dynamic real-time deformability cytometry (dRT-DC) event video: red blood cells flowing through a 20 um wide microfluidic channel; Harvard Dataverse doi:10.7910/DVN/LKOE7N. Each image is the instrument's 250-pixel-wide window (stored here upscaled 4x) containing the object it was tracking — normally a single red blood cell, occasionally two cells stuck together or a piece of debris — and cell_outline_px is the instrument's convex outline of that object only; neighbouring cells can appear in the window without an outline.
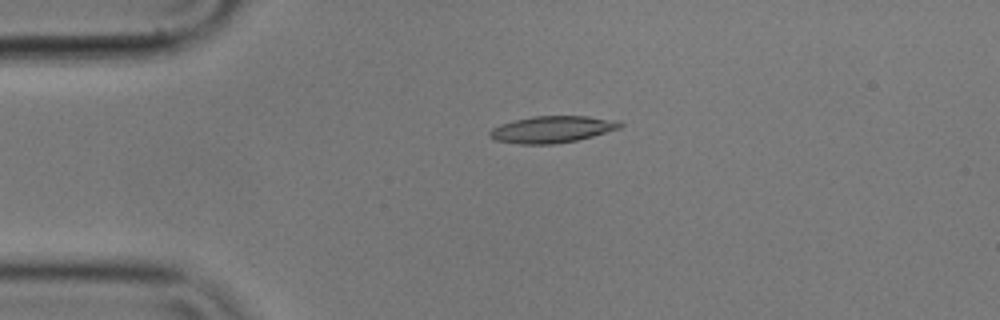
{"species": "common noctule bat (a hibernating species)", "species_latin": "Nyctalus noctula", "temperature_condition": "cold", "stored_images_in_passage": 44, "camera_frame_rate_fps": 3000, "um_per_image_px": 0.085, "animal": {"sex": "male", "body_mass_g": 17.9}, "frame": {"image": 1, "passage_image": 1, "time_ms": 0.0, "image_size_px": [1000, 320], "cell_outline_px": [[624, 124], [620, 128], [592, 136], [576, 140], [552, 144], [520, 144], [496, 140], [488, 136], [488, 132], [492, 128], [500, 124], [512, 120], [532, 116], [588, 116], [620, 120]], "centroid_in_image_um": [46.92, 10.98], "position_along_channel_um": 38.1, "area_um2": 20.4}}
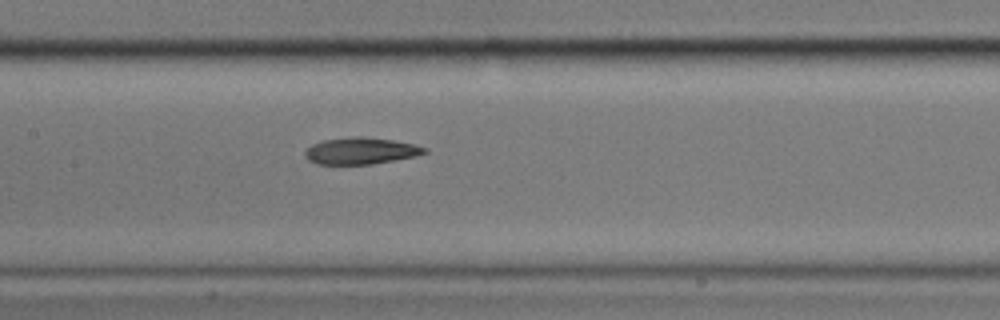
{"frame": {"image": 2, "passage_image": 15, "time_ms": 4.667, "image_size_px": [1000, 320], "cell_outline_px": [[428, 152], [416, 156], [372, 164], [316, 164], [308, 160], [304, 156], [304, 152], [312, 144], [324, 140], [352, 136], [360, 136], [392, 140], [412, 144], [428, 148]], "centroid_in_image_um": [30.65, 12.82], "position_along_channel_um": 176.7, "area_um2": 18.55}}
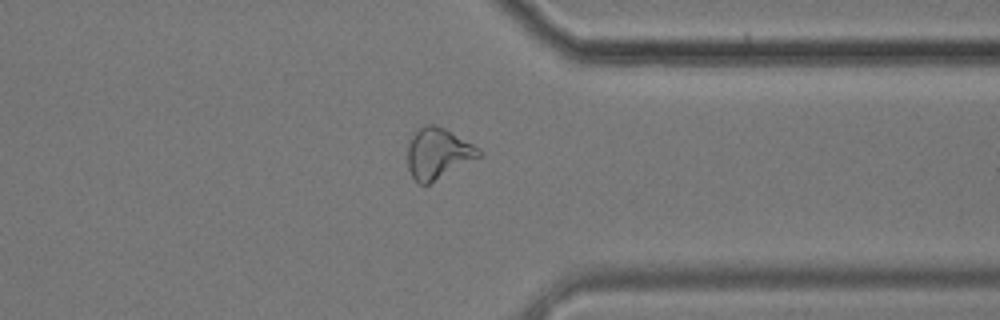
{"frame": {"image": 3, "passage_image": 32, "time_ms": 10.333, "image_size_px": [1000, 320], "cell_outline_px": [[484, 156], [428, 184], [416, 184], [408, 168], [408, 144], [412, 132], [424, 124], [432, 124], [444, 128], [480, 148], [484, 152]], "centroid_in_image_um": [37.25, 13.04], "position_along_channel_um": 374.2, "area_um2": 21.5}, "authors_computed_cell_mechanics": {"area_um2": 19.8543, "velocity_mm_per_s": 3.5572, "shape_relaxation_time_tau1_ms": null, "shape_relaxation_time_tau2_ms": 3.639, "deformation_change_tau1": null, "deformation_change_tau2": 0.12}}